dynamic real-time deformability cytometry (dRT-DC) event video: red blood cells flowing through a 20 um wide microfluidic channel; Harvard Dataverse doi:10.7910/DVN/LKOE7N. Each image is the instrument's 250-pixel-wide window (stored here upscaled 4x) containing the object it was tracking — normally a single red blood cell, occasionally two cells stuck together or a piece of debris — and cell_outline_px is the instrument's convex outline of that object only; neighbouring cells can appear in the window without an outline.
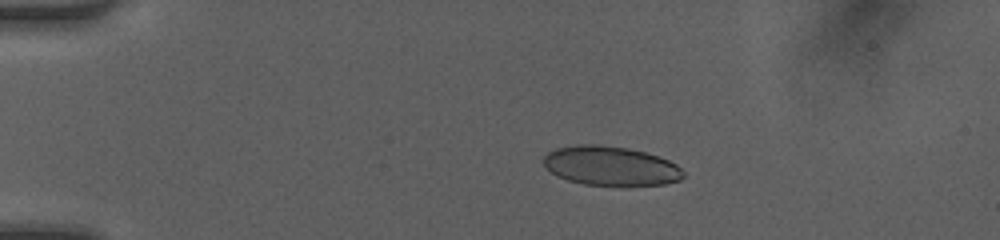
{"species": "human", "species_latin": "Homo sapiens", "temperature_condition": "room temperature", "stored_images_in_passage": 40, "camera_frame_rate_fps": 3000, "um_per_image_px": 0.085, "donor": {"sex": "female"}, "frame": {"image": 1, "passage_image": 1, "time_ms": 0.0, "image_size_px": [1000, 240], "cell_outline_px": [[684, 176], [680, 180], [664, 184], [624, 188], [620, 188], [584, 184], [568, 180], [552, 172], [544, 164], [544, 156], [548, 152], [556, 148], [576, 144], [600, 144], [628, 148], [644, 152], [668, 160], [676, 164], [684, 172]], "centroid_in_image_um": [51.94, 14.13], "position_along_channel_um": 33.1, "area_um2": 32.66}}
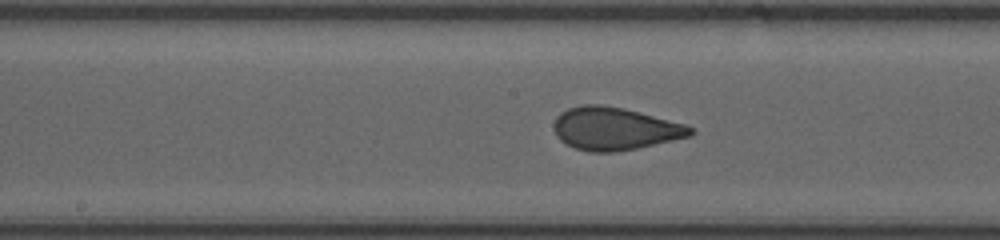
{"frame": {"image": 2, "passage_image": 17, "time_ms": 5.333, "image_size_px": [1000, 240], "cell_outline_px": [[696, 132], [692, 136], [636, 148], [616, 152], [588, 152], [576, 148], [560, 140], [556, 136], [552, 124], [556, 116], [560, 112], [568, 108], [584, 104], [600, 104], [624, 108], [684, 124], [696, 128]], "centroid_in_image_um": [52.24, 10.93], "position_along_channel_um": 196.0, "area_um2": 34.16}}
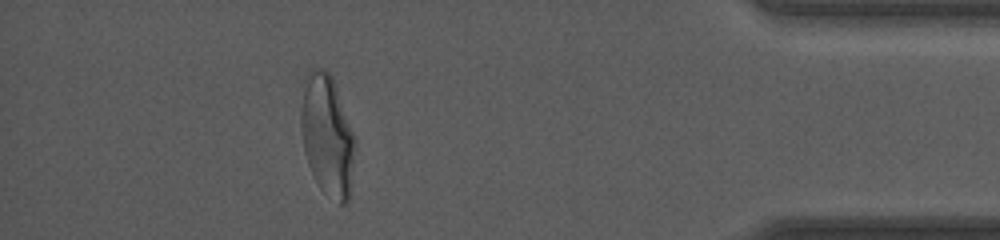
{"frame": {"image": 3, "passage_image": 35, "time_ms": 11.333, "image_size_px": [1000, 240], "cell_outline_px": [[356, 140], [352, 188], [348, 204], [340, 204], [324, 192], [320, 188], [308, 164], [304, 148], [300, 120], [300, 108], [304, 76], [312, 68], [324, 68], [332, 76], [336, 84]], "centroid_in_image_um": [27.83, 11.5], "position_along_channel_um": 407.4, "area_um2": 38.84}, "authors_computed_cell_mechanics": {"area_um2": 34.4488, "velocity_mm_per_s": 4.2287, "shape_relaxation_time_tau1_ms": 6.6513, "shape_relaxation_time_tau2_ms": null, "deformation_change_tau1": 0.1943, "deformation_change_tau2": null}}